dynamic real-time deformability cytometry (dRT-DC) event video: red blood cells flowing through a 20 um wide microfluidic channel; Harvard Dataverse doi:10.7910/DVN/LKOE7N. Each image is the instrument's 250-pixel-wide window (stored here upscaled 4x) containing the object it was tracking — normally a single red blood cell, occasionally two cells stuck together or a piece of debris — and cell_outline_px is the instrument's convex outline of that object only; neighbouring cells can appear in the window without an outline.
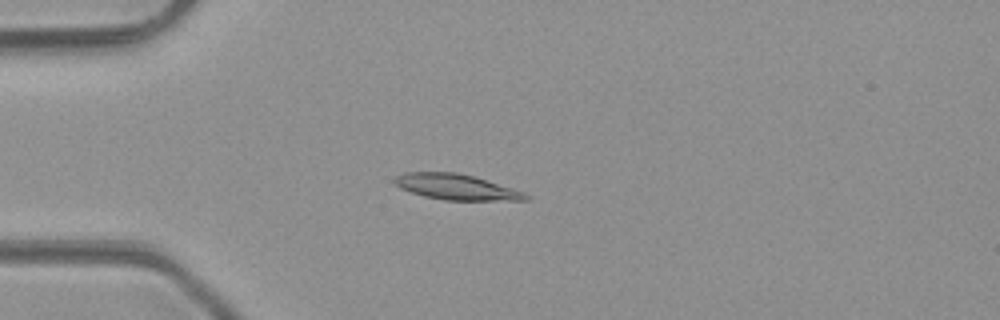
{"species": "common noctule bat (a hibernating species)", "species_latin": "Nyctalus noctula", "temperature_condition": "room temperature", "stored_images_in_passage": 3, "camera_frame_rate_fps": 3000, "um_per_image_px": 0.085, "animal": {"sex": "male", "body_mass_g": 23.1, "forearm_length_mm": 52.7}, "frame": {"image": 1, "passage_image": 3, "time_ms": 2.0, "image_size_px": [1000, 320], "cell_outline_px": [[532, 196], [528, 200], [444, 200], [424, 196], [400, 188], [392, 180], [396, 176], [404, 172], [456, 172], [472, 176], [512, 188], [524, 192]], "centroid_in_image_um": [38.77, 15.89], "position_along_channel_um": 46.2, "area_um2": 19.42}}